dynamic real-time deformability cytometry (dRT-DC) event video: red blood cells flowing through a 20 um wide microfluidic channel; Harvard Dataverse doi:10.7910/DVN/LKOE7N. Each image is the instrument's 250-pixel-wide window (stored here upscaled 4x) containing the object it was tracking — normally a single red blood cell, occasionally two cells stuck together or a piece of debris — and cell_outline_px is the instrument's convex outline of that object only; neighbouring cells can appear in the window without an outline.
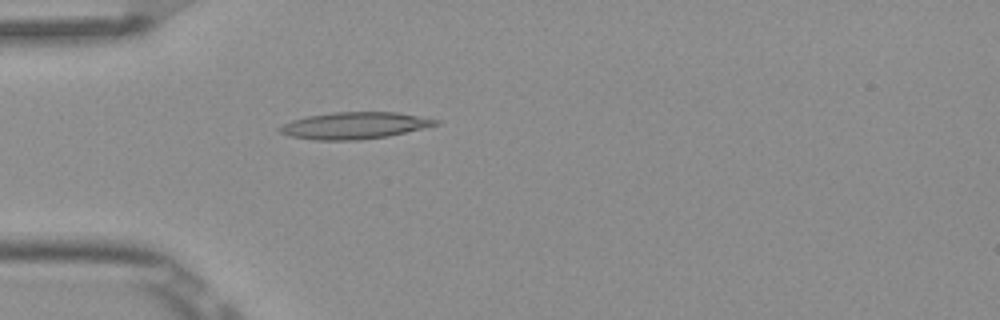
{"species": "Egyptian fruit bat (a non-hibernating species)", "species_latin": "Rousettus aegyptiacus", "temperature_condition": "room temperature", "stored_images_in_passage": 1, "camera_frame_rate_fps": 3000, "um_per_image_px": 0.085, "frame": {"image": 1, "passage_image": 1, "time_ms": 0.0, "image_size_px": [1000, 320], "cell_outline_px": [[440, 124], [424, 128], [388, 136], [360, 140], [312, 140], [288, 136], [280, 132], [276, 128], [292, 120], [308, 116], [332, 112], [396, 112], [440, 120]], "centroid_in_image_um": [30.11, 10.67], "position_along_channel_um": 54.9, "area_um2": 24.39}}